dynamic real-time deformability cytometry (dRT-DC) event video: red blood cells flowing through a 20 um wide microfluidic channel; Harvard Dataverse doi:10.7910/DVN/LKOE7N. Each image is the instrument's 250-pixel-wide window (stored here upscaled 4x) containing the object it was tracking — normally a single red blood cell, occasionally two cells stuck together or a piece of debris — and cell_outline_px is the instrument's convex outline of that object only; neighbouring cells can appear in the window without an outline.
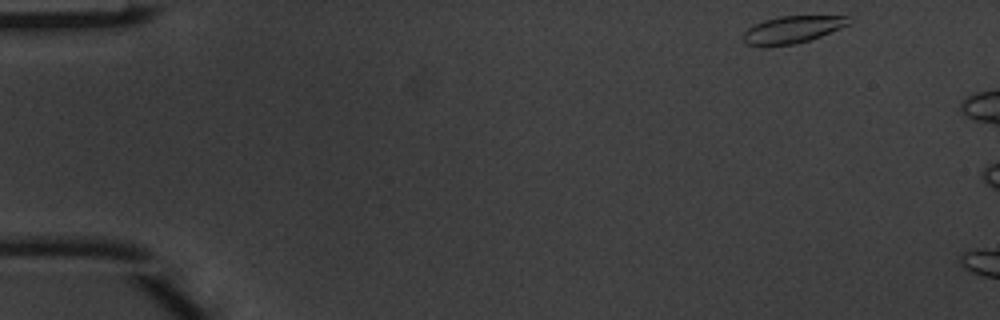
{"species": "common noctule bat (a hibernating species)", "species_latin": "Nyctalus noctula", "temperature_condition": "warm", "stored_images_in_passage": 3, "camera_frame_rate_fps": 3000, "um_per_image_px": 0.085, "animal": {"sex": "male", "body_mass_g": 20.1, "forearm_length_mm": 53.5}, "frame": {"image": 1, "passage_image": 1, "time_ms": 0.0, "image_size_px": [1000, 320], "cell_outline_px": [[852, 24], [820, 36], [796, 44], [744, 44], [740, 36], [748, 28], [764, 20], [780, 16], [852, 16]], "centroid_in_image_um": [67.41, 2.48], "position_along_channel_um": 17.6, "area_um2": 16.53}}